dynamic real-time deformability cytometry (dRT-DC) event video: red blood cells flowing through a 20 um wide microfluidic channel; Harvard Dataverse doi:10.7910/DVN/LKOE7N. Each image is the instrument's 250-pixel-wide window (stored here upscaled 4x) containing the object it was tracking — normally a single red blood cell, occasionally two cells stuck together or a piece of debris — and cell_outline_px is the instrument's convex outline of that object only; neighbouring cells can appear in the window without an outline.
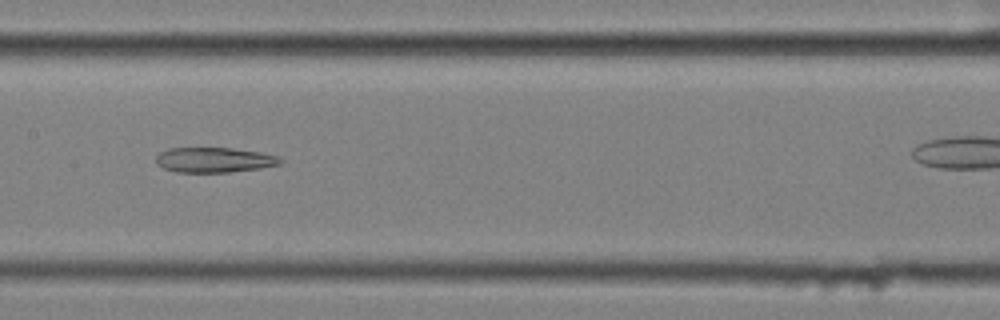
{"species": "common noctule bat (a hibernating species)", "species_latin": "Nyctalus noctula", "temperature_condition": "cold", "stored_images_in_passage": 26, "camera_frame_rate_fps": 3000, "um_per_image_px": 0.085, "animal": {"sex": "female", "body_mass_g": 25.1}, "frame": {"image": 1, "passage_image": 22, "time_ms": 7.0, "image_size_px": [1000, 320], "cell_outline_px": [[284, 160], [280, 164], [260, 168], [228, 172], [176, 172], [164, 168], [156, 164], [156, 156], [160, 152], [168, 148], [232, 148], [260, 152], [280, 156]], "centroid_in_image_um": [18.22, 13.59], "position_along_channel_um": 189.2, "area_um2": 18.21}}
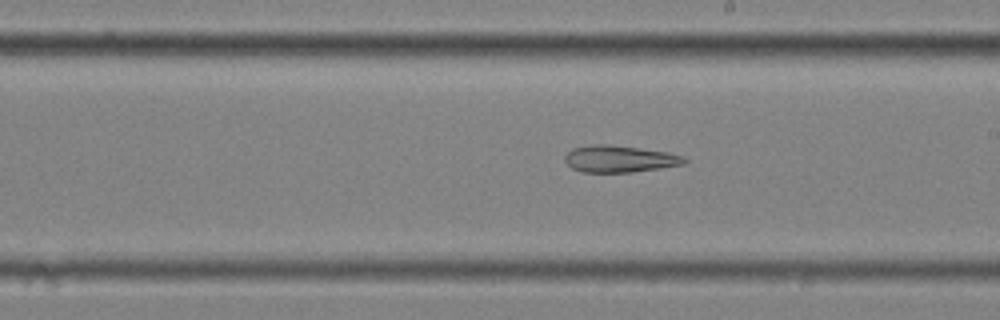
{"frame": {"image": 2, "passage_image": 26, "time_ms": 8.333, "image_size_px": [1000, 320], "cell_outline_px": [[688, 160], [684, 164], [660, 168], [632, 172], [584, 172], [572, 168], [564, 160], [564, 156], [572, 148], [592, 144], [604, 144], [668, 152], [684, 156]], "centroid_in_image_um": [52.66, 13.51], "position_along_channel_um": 236.3, "area_um2": 18.55}}